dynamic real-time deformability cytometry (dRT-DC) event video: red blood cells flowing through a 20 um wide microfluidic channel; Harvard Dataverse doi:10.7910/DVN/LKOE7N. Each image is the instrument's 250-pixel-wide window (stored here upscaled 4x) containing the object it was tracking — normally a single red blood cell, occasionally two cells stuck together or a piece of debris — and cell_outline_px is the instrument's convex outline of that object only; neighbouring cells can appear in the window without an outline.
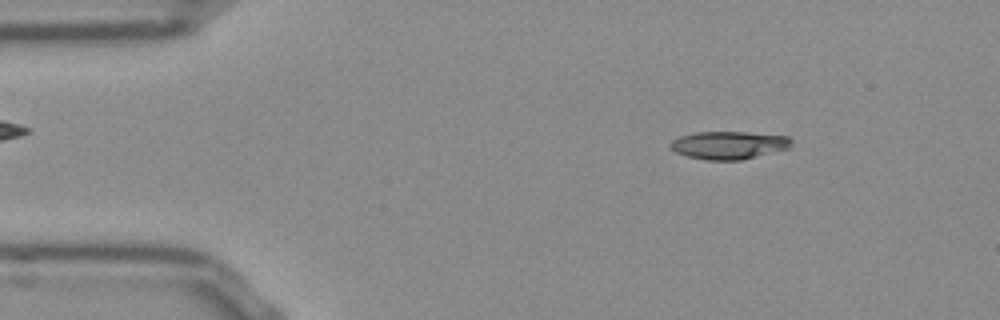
{"species": "Egyptian fruit bat (a non-hibernating species)", "species_latin": "Rousettus aegyptiacus", "temperature_condition": "room temperature", "stored_images_in_passage": 52, "camera_frame_rate_fps": 3000, "um_per_image_px": 0.085, "frame": {"image": 1, "passage_image": 7, "time_ms": 2.0, "image_size_px": [1000, 320], "cell_outline_px": [[792, 140], [788, 148], [740, 160], [708, 160], [688, 156], [676, 152], [668, 144], [672, 140], [680, 136], [696, 132], [744, 132], [788, 136]], "centroid_in_image_um": [61.92, 12.33], "position_along_channel_um": 23.1, "area_um2": 19.36}}
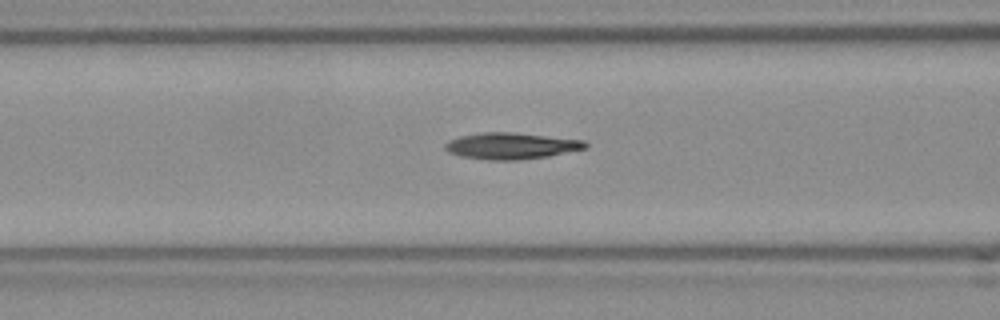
{"frame": {"image": 2, "passage_image": 20, "time_ms": 6.333, "image_size_px": [1000, 320], "cell_outline_px": [[588, 148], [548, 156], [516, 160], [488, 160], [460, 156], [448, 152], [444, 148], [444, 144], [448, 140], [460, 136], [480, 132], [516, 132], [584, 140], [588, 144]], "centroid_in_image_um": [43.44, 12.39], "position_along_channel_um": 123.2, "area_um2": 21.79}}
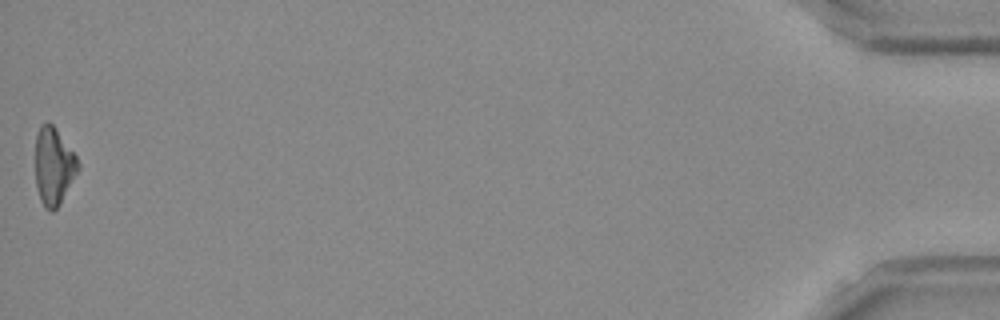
{"frame": {"image": 3, "passage_image": 52, "time_ms": 17.0, "image_size_px": [1000, 320], "cell_outline_px": [[80, 168], [60, 204], [52, 212], [44, 208], [40, 200], [36, 184], [36, 136], [40, 124], [48, 120], [52, 124], [76, 156], [80, 164]], "centroid_in_image_um": [4.56, 14.13], "position_along_channel_um": 430.6, "area_um2": 19.25}, "authors_computed_cell_mechanics": {"area_um2": 20.0855, "velocity_mm_per_s": 3.8566, "shape_relaxation_time_tau1_ms": 9.1718, "shape_relaxation_time_tau2_ms": null, "deformation_change_tau1": 0.2116, "deformation_change_tau2": null}}